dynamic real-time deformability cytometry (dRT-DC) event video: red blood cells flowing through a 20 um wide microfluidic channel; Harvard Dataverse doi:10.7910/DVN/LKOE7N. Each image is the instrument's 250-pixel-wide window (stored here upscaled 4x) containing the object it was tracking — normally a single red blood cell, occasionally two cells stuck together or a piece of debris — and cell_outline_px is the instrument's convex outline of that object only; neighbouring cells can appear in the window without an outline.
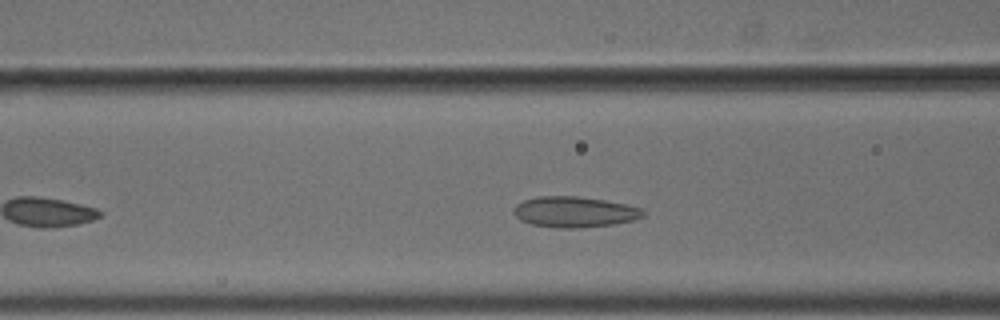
{"species": "common noctule bat (a hibernating species)", "species_latin": "Nyctalus noctula", "temperature_condition": "cold", "stored_images_in_passage": 42, "camera_frame_rate_fps": 3000, "um_per_image_px": 0.085, "animal": {"sex": "male", "body_mass_g": 18.8}, "frame": {"image": 1, "passage_image": 12, "time_ms": 3.667, "image_size_px": [1000, 320], "cell_outline_px": [[644, 216], [632, 220], [612, 224], [576, 228], [560, 228], [532, 224], [520, 220], [512, 212], [516, 204], [524, 200], [536, 196], [576, 196], [604, 200], [644, 208]], "centroid_in_image_um": [48.81, 18.0], "position_along_channel_um": 117.8, "area_um2": 23.06}}
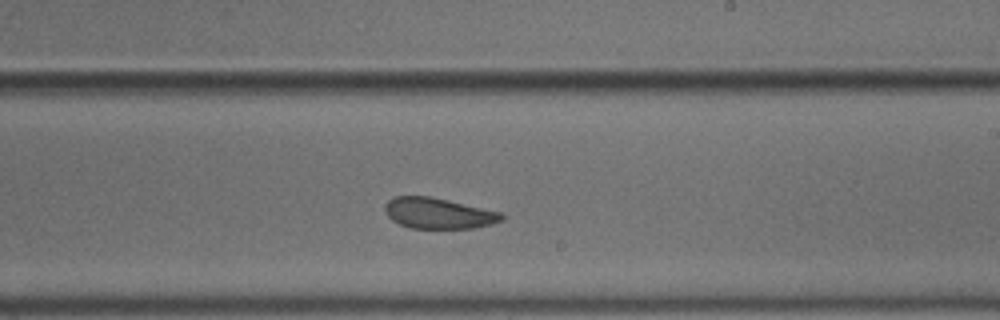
{"frame": {"image": 2, "passage_image": 23, "time_ms": 7.333, "image_size_px": [1000, 320], "cell_outline_px": [[504, 220], [492, 224], [472, 228], [412, 228], [400, 224], [392, 220], [384, 212], [384, 204], [388, 200], [396, 196], [428, 196], [448, 200], [500, 212], [504, 216]], "centroid_in_image_um": [37.24, 18.13], "position_along_channel_um": 251.8, "area_um2": 20.87}}
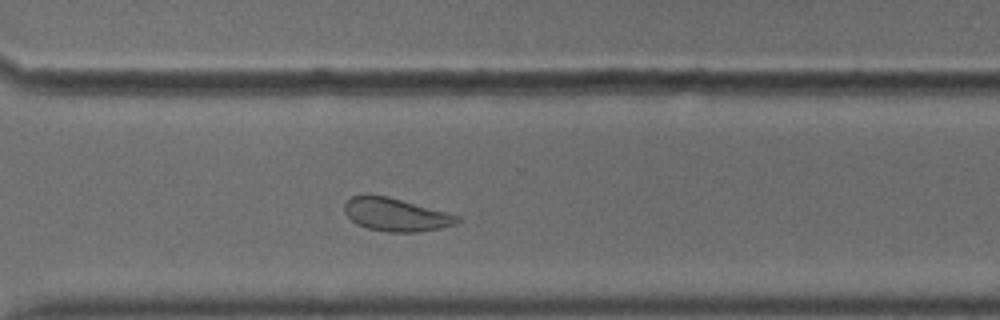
{"frame": {"image": 3, "passage_image": 30, "time_ms": 9.667, "image_size_px": [1000, 320], "cell_outline_px": [[460, 220], [456, 224], [440, 228], [416, 232], [388, 232], [368, 228], [356, 224], [344, 212], [344, 204], [352, 196], [368, 192], [388, 196], [460, 216]], "centroid_in_image_um": [33.6, 18.22], "position_along_channel_um": 337.0, "area_um2": 21.91}, "authors_computed_cell_mechanics": {"area_um2": 21.7617, "velocity_mm_per_s": 3.6543, "shape_relaxation_time_tau1_ms": null, "shape_relaxation_time_tau2_ms": 1.7756, "deformation_change_tau1": null, "deformation_change_tau2": 0.0719}}